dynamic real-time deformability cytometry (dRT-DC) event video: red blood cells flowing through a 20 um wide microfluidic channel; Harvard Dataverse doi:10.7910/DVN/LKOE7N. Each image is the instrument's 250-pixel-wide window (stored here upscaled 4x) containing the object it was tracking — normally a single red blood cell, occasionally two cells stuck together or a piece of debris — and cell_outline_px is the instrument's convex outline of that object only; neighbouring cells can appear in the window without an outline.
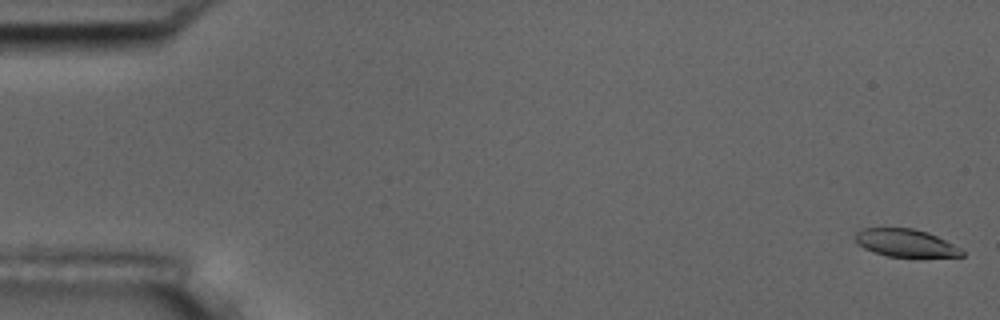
{"species": "common noctule bat (a hibernating species)", "species_latin": "Nyctalus noctula", "temperature_condition": "room temperature", "stored_images_in_passage": 56, "camera_frame_rate_fps": 3000, "um_per_image_px": 0.085, "animal": {"sex": "male", "body_mass_g": 17.5, "forearm_length_mm": 52.3}, "frame": {"image": 1, "passage_image": 1, "time_ms": 0.0, "image_size_px": [1000, 320], "cell_outline_px": [[964, 256], [888, 256], [872, 252], [856, 244], [856, 232], [860, 228], [912, 228], [928, 232], [960, 248], [964, 252]], "centroid_in_image_um": [76.92, 20.64], "position_along_channel_um": 8.1, "area_um2": 16.99}}
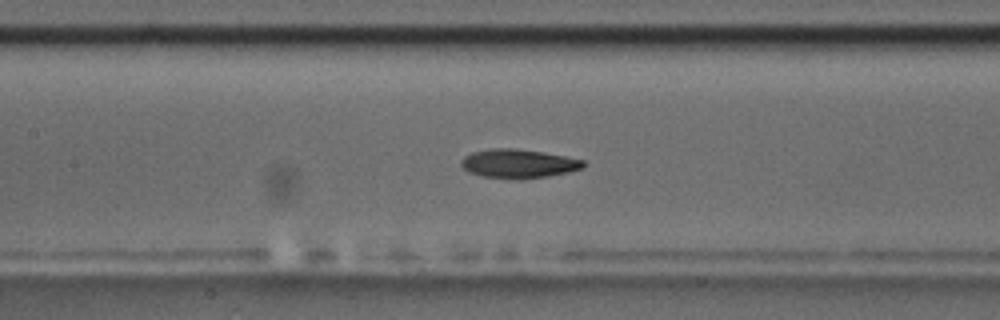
{"frame": {"image": 2, "passage_image": 26, "time_ms": 8.333, "image_size_px": [1000, 320], "cell_outline_px": [[584, 168], [568, 172], [548, 176], [512, 180], [484, 176], [468, 172], [460, 164], [460, 160], [464, 156], [472, 152], [492, 148], [516, 148], [544, 152], [584, 160]], "centroid_in_image_um": [44.05, 13.91], "position_along_channel_um": 163.4, "area_um2": 20.69}}
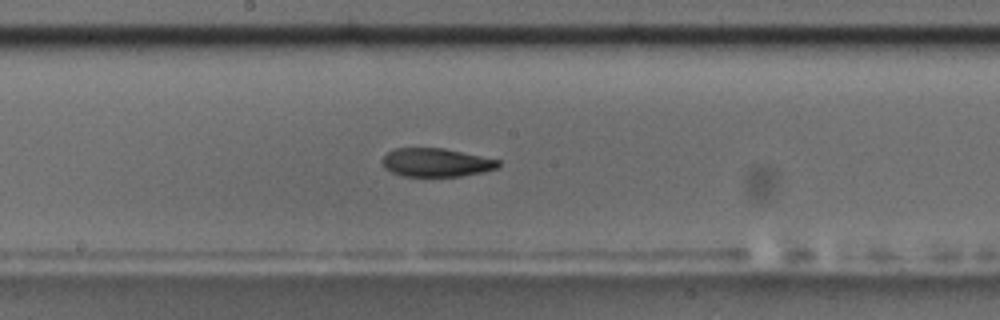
{"frame": {"image": 3, "passage_image": 30, "time_ms": 9.667, "image_size_px": [1000, 320], "cell_outline_px": [[500, 164], [496, 168], [484, 172], [460, 176], [404, 176], [392, 172], [384, 168], [380, 160], [388, 152], [396, 148], [444, 148], [500, 160]], "centroid_in_image_um": [37.06, 13.81], "position_along_channel_um": 211.1, "area_um2": 19.25}, "authors_computed_cell_mechanics": {"area_um2": 20.1722, "velocity_mm_per_s": 3.6166, "shape_relaxation_time_tau1_ms": 3.3683, "shape_relaxation_time_tau2_ms": 3.0739, "deformation_change_tau1": 0.1419, "deformation_change_tau2": 0.0906}}